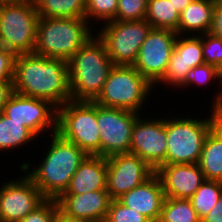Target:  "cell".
I'll return each mask as SVG.
<instances>
[{"mask_svg": "<svg viewBox=\"0 0 222 222\" xmlns=\"http://www.w3.org/2000/svg\"><path fill=\"white\" fill-rule=\"evenodd\" d=\"M104 222H150L144 215L123 205L118 199L111 200Z\"/></svg>", "mask_w": 222, "mask_h": 222, "instance_id": "obj_32", "label": "cell"}, {"mask_svg": "<svg viewBox=\"0 0 222 222\" xmlns=\"http://www.w3.org/2000/svg\"><path fill=\"white\" fill-rule=\"evenodd\" d=\"M13 90L21 95L47 100L57 108L61 107L72 100L67 61L35 53L16 55Z\"/></svg>", "mask_w": 222, "mask_h": 222, "instance_id": "obj_1", "label": "cell"}, {"mask_svg": "<svg viewBox=\"0 0 222 222\" xmlns=\"http://www.w3.org/2000/svg\"><path fill=\"white\" fill-rule=\"evenodd\" d=\"M38 137L25 126V122H20L8 118L3 112H0V152H14L22 146L26 147L28 143ZM14 150V151H13Z\"/></svg>", "mask_w": 222, "mask_h": 222, "instance_id": "obj_22", "label": "cell"}, {"mask_svg": "<svg viewBox=\"0 0 222 222\" xmlns=\"http://www.w3.org/2000/svg\"><path fill=\"white\" fill-rule=\"evenodd\" d=\"M214 8L215 0H193L180 13L176 33L178 35L190 34L195 36L206 34L212 26Z\"/></svg>", "mask_w": 222, "mask_h": 222, "instance_id": "obj_20", "label": "cell"}, {"mask_svg": "<svg viewBox=\"0 0 222 222\" xmlns=\"http://www.w3.org/2000/svg\"><path fill=\"white\" fill-rule=\"evenodd\" d=\"M141 116L132 129L130 153L139 156L156 171L165 165L167 154L166 115L160 118L158 114L159 118L152 119Z\"/></svg>", "mask_w": 222, "mask_h": 222, "instance_id": "obj_14", "label": "cell"}, {"mask_svg": "<svg viewBox=\"0 0 222 222\" xmlns=\"http://www.w3.org/2000/svg\"><path fill=\"white\" fill-rule=\"evenodd\" d=\"M39 17L85 18L86 0H34Z\"/></svg>", "mask_w": 222, "mask_h": 222, "instance_id": "obj_23", "label": "cell"}, {"mask_svg": "<svg viewBox=\"0 0 222 222\" xmlns=\"http://www.w3.org/2000/svg\"><path fill=\"white\" fill-rule=\"evenodd\" d=\"M38 20L33 1H0V46L15 55L34 53Z\"/></svg>", "mask_w": 222, "mask_h": 222, "instance_id": "obj_7", "label": "cell"}, {"mask_svg": "<svg viewBox=\"0 0 222 222\" xmlns=\"http://www.w3.org/2000/svg\"><path fill=\"white\" fill-rule=\"evenodd\" d=\"M13 92V81H0V112L3 111Z\"/></svg>", "mask_w": 222, "mask_h": 222, "instance_id": "obj_37", "label": "cell"}, {"mask_svg": "<svg viewBox=\"0 0 222 222\" xmlns=\"http://www.w3.org/2000/svg\"><path fill=\"white\" fill-rule=\"evenodd\" d=\"M153 91L154 86L133 66L114 65L94 102L102 107L121 108L144 115L143 108L149 103Z\"/></svg>", "mask_w": 222, "mask_h": 222, "instance_id": "obj_6", "label": "cell"}, {"mask_svg": "<svg viewBox=\"0 0 222 222\" xmlns=\"http://www.w3.org/2000/svg\"><path fill=\"white\" fill-rule=\"evenodd\" d=\"M164 199L162 183L156 173L118 198L123 205L144 215L149 221L160 219Z\"/></svg>", "mask_w": 222, "mask_h": 222, "instance_id": "obj_18", "label": "cell"}, {"mask_svg": "<svg viewBox=\"0 0 222 222\" xmlns=\"http://www.w3.org/2000/svg\"><path fill=\"white\" fill-rule=\"evenodd\" d=\"M106 191L112 200L120 198L149 179L155 170L132 153L107 157Z\"/></svg>", "mask_w": 222, "mask_h": 222, "instance_id": "obj_15", "label": "cell"}, {"mask_svg": "<svg viewBox=\"0 0 222 222\" xmlns=\"http://www.w3.org/2000/svg\"><path fill=\"white\" fill-rule=\"evenodd\" d=\"M0 1H13V0H0ZM14 1H34V0H14Z\"/></svg>", "mask_w": 222, "mask_h": 222, "instance_id": "obj_41", "label": "cell"}, {"mask_svg": "<svg viewBox=\"0 0 222 222\" xmlns=\"http://www.w3.org/2000/svg\"><path fill=\"white\" fill-rule=\"evenodd\" d=\"M85 18L39 17L34 53L68 61L92 36Z\"/></svg>", "mask_w": 222, "mask_h": 222, "instance_id": "obj_5", "label": "cell"}, {"mask_svg": "<svg viewBox=\"0 0 222 222\" xmlns=\"http://www.w3.org/2000/svg\"><path fill=\"white\" fill-rule=\"evenodd\" d=\"M48 141V148L44 149L46 152L42 151L40 155L43 159L36 163L38 166L32 164L31 160H23L19 164V169L31 178L46 199L57 200L69 187L73 174L87 154L57 132L49 134Z\"/></svg>", "mask_w": 222, "mask_h": 222, "instance_id": "obj_2", "label": "cell"}, {"mask_svg": "<svg viewBox=\"0 0 222 222\" xmlns=\"http://www.w3.org/2000/svg\"><path fill=\"white\" fill-rule=\"evenodd\" d=\"M190 69L191 68L183 62L181 55L174 49L167 70L164 76L156 83L157 85H154V90L156 91L160 85L161 87L163 85V87L166 86L165 89L168 88L167 85H169L171 89L174 87L178 89L184 88L183 90H185V77Z\"/></svg>", "mask_w": 222, "mask_h": 222, "instance_id": "obj_29", "label": "cell"}, {"mask_svg": "<svg viewBox=\"0 0 222 222\" xmlns=\"http://www.w3.org/2000/svg\"><path fill=\"white\" fill-rule=\"evenodd\" d=\"M147 11V0H118L116 17L118 21L144 20Z\"/></svg>", "mask_w": 222, "mask_h": 222, "instance_id": "obj_31", "label": "cell"}, {"mask_svg": "<svg viewBox=\"0 0 222 222\" xmlns=\"http://www.w3.org/2000/svg\"><path fill=\"white\" fill-rule=\"evenodd\" d=\"M67 63L70 94L74 101H94L114 66L96 34Z\"/></svg>", "mask_w": 222, "mask_h": 222, "instance_id": "obj_3", "label": "cell"}, {"mask_svg": "<svg viewBox=\"0 0 222 222\" xmlns=\"http://www.w3.org/2000/svg\"><path fill=\"white\" fill-rule=\"evenodd\" d=\"M56 132L87 155L100 156L97 104L94 101H67L57 108Z\"/></svg>", "mask_w": 222, "mask_h": 222, "instance_id": "obj_8", "label": "cell"}, {"mask_svg": "<svg viewBox=\"0 0 222 222\" xmlns=\"http://www.w3.org/2000/svg\"><path fill=\"white\" fill-rule=\"evenodd\" d=\"M2 112L12 120L25 122V126L38 139H43L44 136L48 138L45 132L53 134L57 130V107L44 99L28 97L14 91Z\"/></svg>", "mask_w": 222, "mask_h": 222, "instance_id": "obj_12", "label": "cell"}, {"mask_svg": "<svg viewBox=\"0 0 222 222\" xmlns=\"http://www.w3.org/2000/svg\"><path fill=\"white\" fill-rule=\"evenodd\" d=\"M117 5L118 0H86L85 19L91 25L97 21H111L116 17Z\"/></svg>", "mask_w": 222, "mask_h": 222, "instance_id": "obj_30", "label": "cell"}, {"mask_svg": "<svg viewBox=\"0 0 222 222\" xmlns=\"http://www.w3.org/2000/svg\"><path fill=\"white\" fill-rule=\"evenodd\" d=\"M211 108V114L194 118L172 113L166 115L167 154L165 165L198 164L203 144L210 130L222 119V111ZM179 114V116H178ZM182 115V116H180Z\"/></svg>", "mask_w": 222, "mask_h": 222, "instance_id": "obj_4", "label": "cell"}, {"mask_svg": "<svg viewBox=\"0 0 222 222\" xmlns=\"http://www.w3.org/2000/svg\"><path fill=\"white\" fill-rule=\"evenodd\" d=\"M159 176L165 198L190 199L205 181L198 164H168L160 166Z\"/></svg>", "mask_w": 222, "mask_h": 222, "instance_id": "obj_16", "label": "cell"}, {"mask_svg": "<svg viewBox=\"0 0 222 222\" xmlns=\"http://www.w3.org/2000/svg\"><path fill=\"white\" fill-rule=\"evenodd\" d=\"M180 13L169 0H147L145 20L152 28L177 31Z\"/></svg>", "mask_w": 222, "mask_h": 222, "instance_id": "obj_24", "label": "cell"}, {"mask_svg": "<svg viewBox=\"0 0 222 222\" xmlns=\"http://www.w3.org/2000/svg\"><path fill=\"white\" fill-rule=\"evenodd\" d=\"M15 54L0 46V81H13Z\"/></svg>", "mask_w": 222, "mask_h": 222, "instance_id": "obj_35", "label": "cell"}, {"mask_svg": "<svg viewBox=\"0 0 222 222\" xmlns=\"http://www.w3.org/2000/svg\"><path fill=\"white\" fill-rule=\"evenodd\" d=\"M95 32L105 45L114 65L133 66L142 43L152 28L144 19L140 21L111 20L99 24Z\"/></svg>", "mask_w": 222, "mask_h": 222, "instance_id": "obj_9", "label": "cell"}, {"mask_svg": "<svg viewBox=\"0 0 222 222\" xmlns=\"http://www.w3.org/2000/svg\"><path fill=\"white\" fill-rule=\"evenodd\" d=\"M139 116L130 110L97 105L101 157L130 152L132 129Z\"/></svg>", "mask_w": 222, "mask_h": 222, "instance_id": "obj_10", "label": "cell"}, {"mask_svg": "<svg viewBox=\"0 0 222 222\" xmlns=\"http://www.w3.org/2000/svg\"><path fill=\"white\" fill-rule=\"evenodd\" d=\"M58 210L59 206L56 199H46L20 222H55Z\"/></svg>", "mask_w": 222, "mask_h": 222, "instance_id": "obj_34", "label": "cell"}, {"mask_svg": "<svg viewBox=\"0 0 222 222\" xmlns=\"http://www.w3.org/2000/svg\"><path fill=\"white\" fill-rule=\"evenodd\" d=\"M174 49L191 69L205 63L202 51V35H178Z\"/></svg>", "mask_w": 222, "mask_h": 222, "instance_id": "obj_28", "label": "cell"}, {"mask_svg": "<svg viewBox=\"0 0 222 222\" xmlns=\"http://www.w3.org/2000/svg\"><path fill=\"white\" fill-rule=\"evenodd\" d=\"M150 222H163V221H161L160 219H156V220H153V221H150Z\"/></svg>", "mask_w": 222, "mask_h": 222, "instance_id": "obj_42", "label": "cell"}, {"mask_svg": "<svg viewBox=\"0 0 222 222\" xmlns=\"http://www.w3.org/2000/svg\"><path fill=\"white\" fill-rule=\"evenodd\" d=\"M19 170L22 176L0 184V222H20L46 200L31 178Z\"/></svg>", "mask_w": 222, "mask_h": 222, "instance_id": "obj_13", "label": "cell"}, {"mask_svg": "<svg viewBox=\"0 0 222 222\" xmlns=\"http://www.w3.org/2000/svg\"><path fill=\"white\" fill-rule=\"evenodd\" d=\"M55 222H86L81 219H76L72 217H68L64 213H62L60 210L57 211V214L55 216Z\"/></svg>", "mask_w": 222, "mask_h": 222, "instance_id": "obj_39", "label": "cell"}, {"mask_svg": "<svg viewBox=\"0 0 222 222\" xmlns=\"http://www.w3.org/2000/svg\"><path fill=\"white\" fill-rule=\"evenodd\" d=\"M198 165L205 180L222 182V119L206 136Z\"/></svg>", "mask_w": 222, "mask_h": 222, "instance_id": "obj_21", "label": "cell"}, {"mask_svg": "<svg viewBox=\"0 0 222 222\" xmlns=\"http://www.w3.org/2000/svg\"><path fill=\"white\" fill-rule=\"evenodd\" d=\"M107 159L87 155L73 174L69 187L62 195H80L92 191H106Z\"/></svg>", "mask_w": 222, "mask_h": 222, "instance_id": "obj_19", "label": "cell"}, {"mask_svg": "<svg viewBox=\"0 0 222 222\" xmlns=\"http://www.w3.org/2000/svg\"><path fill=\"white\" fill-rule=\"evenodd\" d=\"M201 222H222V195L217 204L210 210L208 215Z\"/></svg>", "mask_w": 222, "mask_h": 222, "instance_id": "obj_38", "label": "cell"}, {"mask_svg": "<svg viewBox=\"0 0 222 222\" xmlns=\"http://www.w3.org/2000/svg\"><path fill=\"white\" fill-rule=\"evenodd\" d=\"M160 220L163 222H201L189 199L165 198Z\"/></svg>", "mask_w": 222, "mask_h": 222, "instance_id": "obj_27", "label": "cell"}, {"mask_svg": "<svg viewBox=\"0 0 222 222\" xmlns=\"http://www.w3.org/2000/svg\"><path fill=\"white\" fill-rule=\"evenodd\" d=\"M107 191H92L80 195H61L59 210L68 217L86 222H104L111 202Z\"/></svg>", "mask_w": 222, "mask_h": 222, "instance_id": "obj_17", "label": "cell"}, {"mask_svg": "<svg viewBox=\"0 0 222 222\" xmlns=\"http://www.w3.org/2000/svg\"><path fill=\"white\" fill-rule=\"evenodd\" d=\"M177 36L173 30L151 28L139 49L133 67L153 86L167 70Z\"/></svg>", "mask_w": 222, "mask_h": 222, "instance_id": "obj_11", "label": "cell"}, {"mask_svg": "<svg viewBox=\"0 0 222 222\" xmlns=\"http://www.w3.org/2000/svg\"><path fill=\"white\" fill-rule=\"evenodd\" d=\"M204 62L218 68L222 63V39L210 32L202 35Z\"/></svg>", "mask_w": 222, "mask_h": 222, "instance_id": "obj_33", "label": "cell"}, {"mask_svg": "<svg viewBox=\"0 0 222 222\" xmlns=\"http://www.w3.org/2000/svg\"><path fill=\"white\" fill-rule=\"evenodd\" d=\"M175 9L181 13L193 0H169Z\"/></svg>", "mask_w": 222, "mask_h": 222, "instance_id": "obj_40", "label": "cell"}, {"mask_svg": "<svg viewBox=\"0 0 222 222\" xmlns=\"http://www.w3.org/2000/svg\"><path fill=\"white\" fill-rule=\"evenodd\" d=\"M222 195V182L205 180L189 199L199 219L202 220L217 204Z\"/></svg>", "mask_w": 222, "mask_h": 222, "instance_id": "obj_26", "label": "cell"}, {"mask_svg": "<svg viewBox=\"0 0 222 222\" xmlns=\"http://www.w3.org/2000/svg\"><path fill=\"white\" fill-rule=\"evenodd\" d=\"M209 32L222 39V0H215L213 21Z\"/></svg>", "mask_w": 222, "mask_h": 222, "instance_id": "obj_36", "label": "cell"}, {"mask_svg": "<svg viewBox=\"0 0 222 222\" xmlns=\"http://www.w3.org/2000/svg\"><path fill=\"white\" fill-rule=\"evenodd\" d=\"M211 83H215V85L216 83L218 84L215 86V89L217 87V91L215 90L216 93L215 92L212 93L215 95L211 99V101H213L211 103L212 104L211 106L214 109L222 111V88L219 86L220 83L218 81V68H216L213 65L204 63L202 65L190 69L185 77V89L188 87L189 89H191L193 85H197L195 87H199L202 89L207 85L210 86Z\"/></svg>", "mask_w": 222, "mask_h": 222, "instance_id": "obj_25", "label": "cell"}]
</instances>
